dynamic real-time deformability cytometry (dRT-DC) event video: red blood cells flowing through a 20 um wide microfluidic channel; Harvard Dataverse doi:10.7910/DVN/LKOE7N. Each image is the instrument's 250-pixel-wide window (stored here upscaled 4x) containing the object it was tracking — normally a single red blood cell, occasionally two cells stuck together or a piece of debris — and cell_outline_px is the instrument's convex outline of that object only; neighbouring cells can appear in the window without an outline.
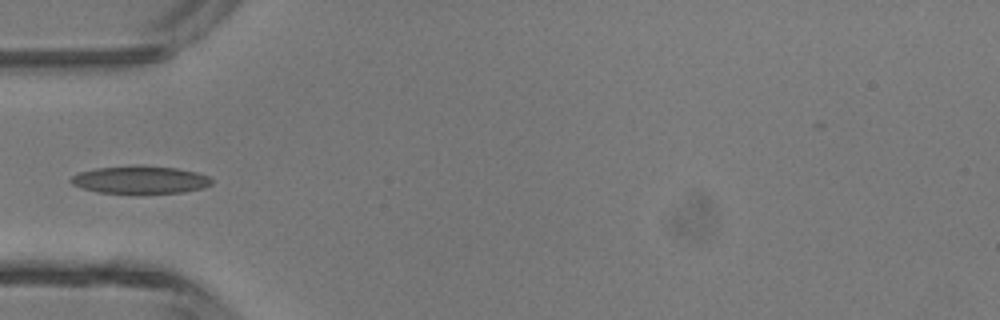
{"species": "common noctule bat (a hibernating species)", "species_latin": "Nyctalus noctula", "temperature_condition": "room temperature", "stored_images_in_passage": 6, "camera_frame_rate_fps": 3000, "um_per_image_px": 0.085, "animal": {"sex": "male", "body_mass_g": 13.3}, "frame": {"image": 1, "passage_image": 5, "time_ms": 1.333, "image_size_px": [1000, 320], "cell_outline_px": [[212, 184], [204, 188], [180, 192], [136, 196], [100, 192], [80, 188], [72, 184], [68, 180], [72, 176], [80, 172], [96, 168], [136, 164], [176, 168], [196, 172], [208, 176], [212, 180]], "centroid_in_image_um": [11.89, 15.31], "position_along_channel_um": 73.1, "area_um2": 23.7}}
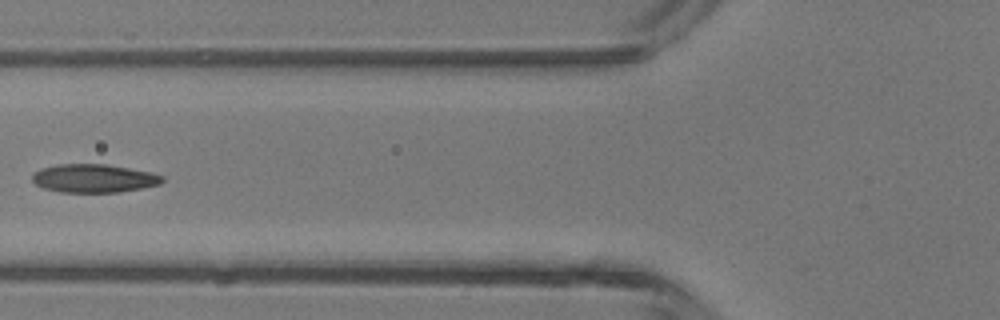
{"frame": {"image": 2, "passage_image": 6, "time_ms": 1.667, "image_size_px": [1000, 320], "cell_outline_px": [[164, 180], [160, 184], [120, 192], [60, 192], [44, 188], [36, 184], [32, 180], [32, 176], [40, 168], [60, 164], [104, 164], [128, 168], [148, 172], [164, 176]], "centroid_in_image_um": [7.96, 15.16], "position_along_channel_um": 117.8, "area_um2": 21.27}}